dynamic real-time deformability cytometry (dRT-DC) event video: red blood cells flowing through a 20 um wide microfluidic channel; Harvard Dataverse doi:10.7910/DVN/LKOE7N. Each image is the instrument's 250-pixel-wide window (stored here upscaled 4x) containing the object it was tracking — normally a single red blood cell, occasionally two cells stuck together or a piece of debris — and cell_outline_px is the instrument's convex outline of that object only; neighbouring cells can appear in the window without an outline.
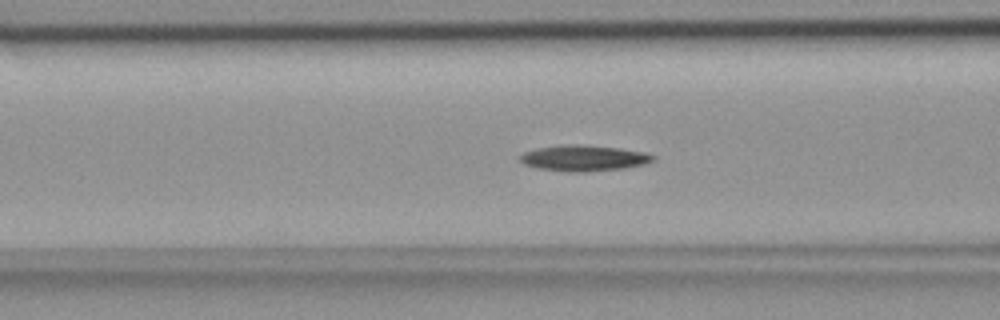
{"species": "common noctule bat (a hibernating species)", "species_latin": "Nyctalus noctula", "temperature_condition": "room temperature", "stored_images_in_passage": 54, "camera_frame_rate_fps": 3000, "um_per_image_px": 0.085, "animal": {"sex": "female", "body_mass_g": 18.4}, "frame": {"image": 1, "passage_image": 21, "time_ms": 6.667, "image_size_px": [1000, 320], "cell_outline_px": [[656, 160], [644, 164], [624, 168], [588, 172], [568, 172], [540, 168], [524, 164], [520, 160], [520, 156], [524, 152], [536, 148], [568, 144], [572, 144], [620, 148], [644, 152], [656, 156]], "centroid_in_image_um": [49.65, 13.44], "position_along_channel_um": 116.9, "area_um2": 20.0}}
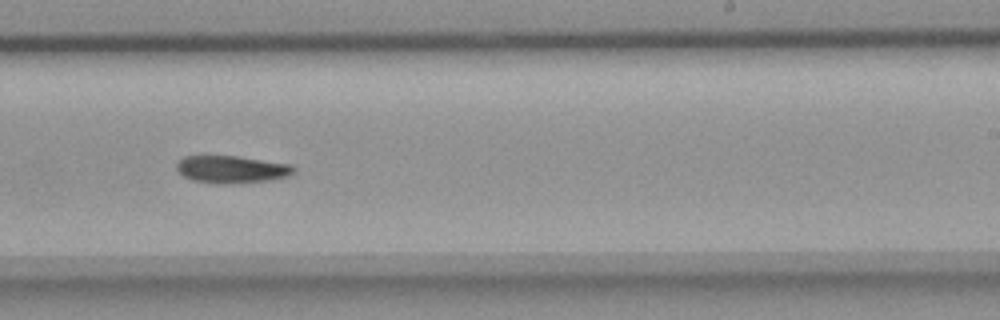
{"frame": {"image": 2, "passage_image": 33, "time_ms": 10.667, "image_size_px": [1000, 320], "cell_outline_px": [[296, 172], [292, 176], [272, 180], [228, 184], [216, 184], [192, 180], [184, 176], [176, 168], [176, 160], [184, 156], [236, 156], [292, 164], [296, 168]], "centroid_in_image_um": [19.73, 14.4], "position_along_channel_um": 269.3, "area_um2": 19.07}}
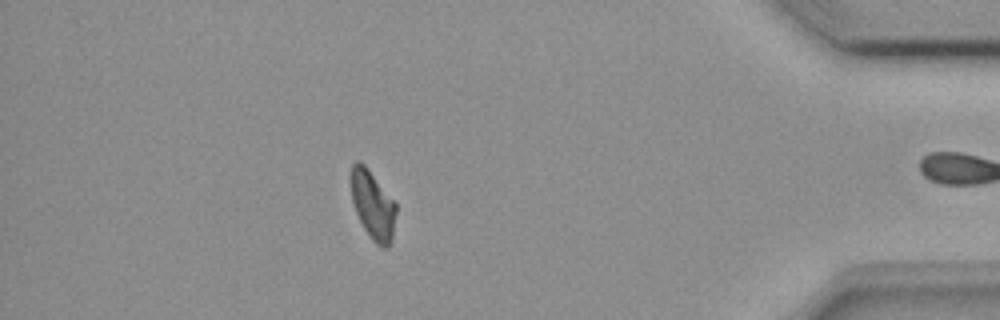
{"frame": {"image": 3, "passage_image": 47, "time_ms": 15.333, "image_size_px": [1000, 320], "cell_outline_px": [[396, 212], [392, 240], [388, 248], [384, 248], [376, 244], [372, 240], [364, 228], [356, 212], [352, 200], [352, 164], [356, 160], [360, 160], [368, 168], [396, 204]], "centroid_in_image_um": [31.7, 17.45], "position_along_channel_um": 403.5, "area_um2": 17.74}}